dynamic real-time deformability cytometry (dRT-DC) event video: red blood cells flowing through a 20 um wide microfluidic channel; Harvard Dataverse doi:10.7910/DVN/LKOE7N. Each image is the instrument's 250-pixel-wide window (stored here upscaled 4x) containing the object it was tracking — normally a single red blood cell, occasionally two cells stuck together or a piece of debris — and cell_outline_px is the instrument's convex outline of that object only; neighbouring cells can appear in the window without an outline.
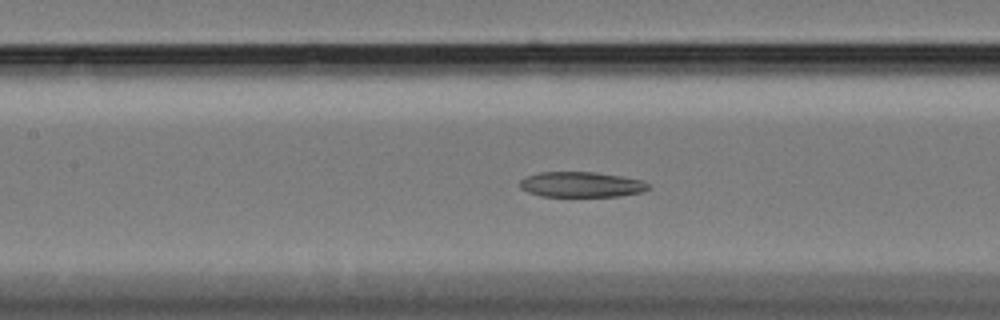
{"species": "Egyptian fruit bat (a non-hibernating species)", "species_latin": "Rousettus aegyptiacus", "temperature_condition": "cold", "stored_images_in_passage": 55, "camera_frame_rate_fps": 3000, "um_per_image_px": 0.085, "animal": {"sex": "female"}, "frame": {"image": 1, "passage_image": 23, "time_ms": 7.333, "image_size_px": [1000, 320], "cell_outline_px": [[648, 188], [644, 192], [620, 196], [540, 196], [528, 192], [520, 188], [520, 180], [528, 176], [540, 172], [596, 172], [644, 180], [648, 184]], "centroid_in_image_um": [49.43, 15.68], "position_along_channel_um": 158.0, "area_um2": 18.96}}
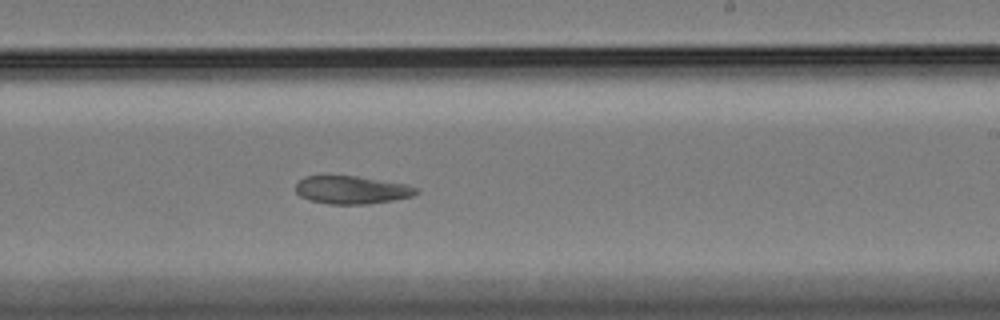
{"frame": {"image": 2, "passage_image": 32, "time_ms": 10.333, "image_size_px": [1000, 320], "cell_outline_px": [[420, 192], [412, 196], [392, 200], [368, 204], [328, 204], [308, 200], [300, 196], [296, 192], [296, 180], [304, 176], [356, 176], [404, 184], [420, 188]], "centroid_in_image_um": [29.87, 16.14], "position_along_channel_um": 259.1, "area_um2": 19.71}}
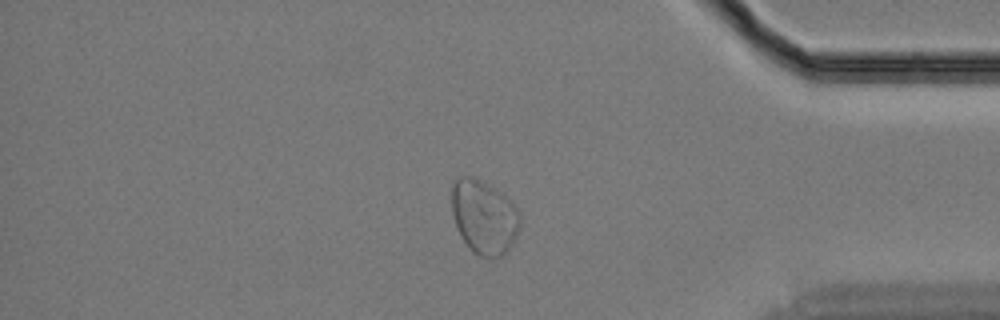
{"frame": {"image": 3, "passage_image": 46, "time_ms": 15.0, "image_size_px": [1000, 320], "cell_outline_px": [[520, 228], [512, 244], [500, 256], [492, 260], [488, 260], [480, 256], [464, 240], [456, 228], [452, 212], [452, 180], [460, 176], [472, 176], [480, 180], [500, 192], [520, 212]], "centroid_in_image_um": [41.13, 18.44], "position_along_channel_um": 394.1, "area_um2": 29.3}, "authors_computed_cell_mechanics": {"area_um2": 24.854, "velocity_mm_per_s": 3.3908, "shape_relaxation_time_tau1_ms": null, "shape_relaxation_time_tau2_ms": 6.7158, "deformation_change_tau1": null, "deformation_change_tau2": 0.1196}}